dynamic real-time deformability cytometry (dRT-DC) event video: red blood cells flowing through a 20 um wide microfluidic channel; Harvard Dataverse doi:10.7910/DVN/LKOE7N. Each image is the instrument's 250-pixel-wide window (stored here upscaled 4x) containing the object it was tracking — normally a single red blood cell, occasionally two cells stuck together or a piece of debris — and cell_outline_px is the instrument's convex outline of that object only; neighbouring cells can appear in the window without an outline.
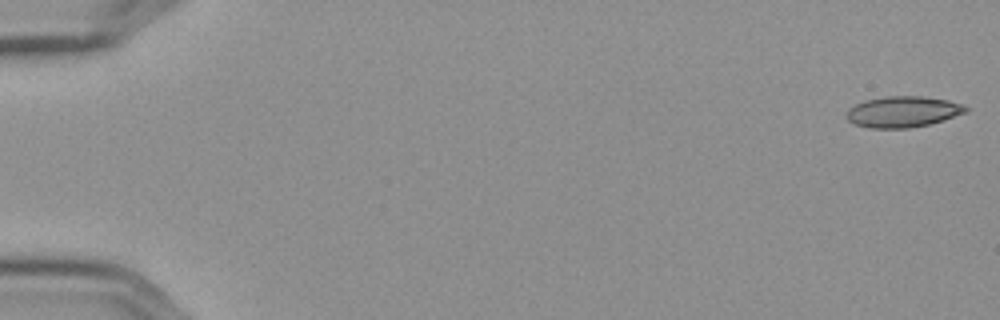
{"species": "Egyptian fruit bat (a non-hibernating species)", "species_latin": "Rousettus aegyptiacus", "temperature_condition": "cold", "stored_images_in_passage": 57, "camera_frame_rate_fps": 3000, "um_per_image_px": 0.085, "frame": {"image": 1, "passage_image": 1, "time_ms": 0.0, "image_size_px": [1000, 320], "cell_outline_px": [[968, 112], [944, 120], [928, 124], [908, 128], [868, 128], [856, 124], [848, 120], [844, 116], [848, 108], [864, 100], [888, 96], [924, 96], [948, 100], [964, 104], [968, 108]], "centroid_in_image_um": [76.75, 9.49], "position_along_channel_um": 8.2, "area_um2": 21.73}}
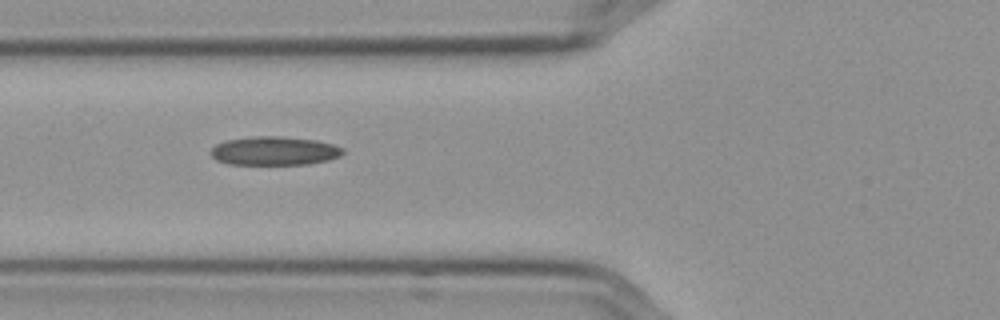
{"frame": {"image": 2, "passage_image": 22, "time_ms": 7.0, "image_size_px": [1000, 320], "cell_outline_px": [[344, 152], [340, 156], [328, 160], [308, 164], [228, 164], [216, 160], [208, 152], [216, 144], [224, 140], [252, 136], [280, 136], [316, 140], [332, 144], [344, 148]], "centroid_in_image_um": [23.29, 12.82], "position_along_channel_um": 102.5, "area_um2": 22.25}}
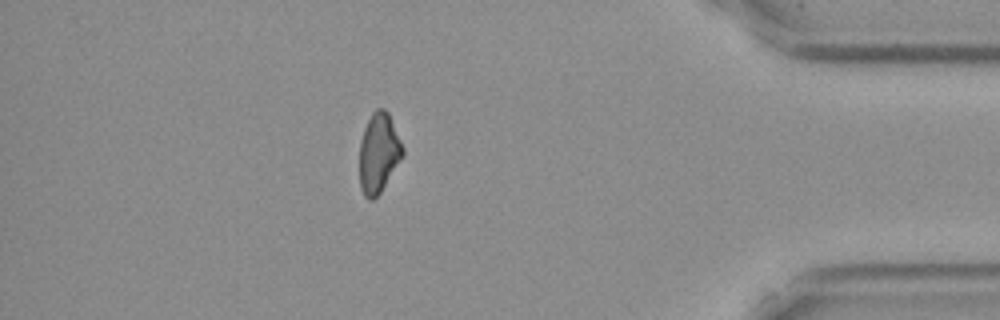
{"frame": {"image": 3, "passage_image": 50, "time_ms": 16.333, "image_size_px": [1000, 320], "cell_outline_px": [[404, 156], [380, 192], [372, 200], [368, 200], [364, 196], [360, 188], [360, 140], [364, 128], [372, 112], [376, 108], [384, 108], [388, 112], [404, 148]], "centroid_in_image_um": [32.19, 13.0], "position_along_channel_um": 403.0, "area_um2": 20.11}}